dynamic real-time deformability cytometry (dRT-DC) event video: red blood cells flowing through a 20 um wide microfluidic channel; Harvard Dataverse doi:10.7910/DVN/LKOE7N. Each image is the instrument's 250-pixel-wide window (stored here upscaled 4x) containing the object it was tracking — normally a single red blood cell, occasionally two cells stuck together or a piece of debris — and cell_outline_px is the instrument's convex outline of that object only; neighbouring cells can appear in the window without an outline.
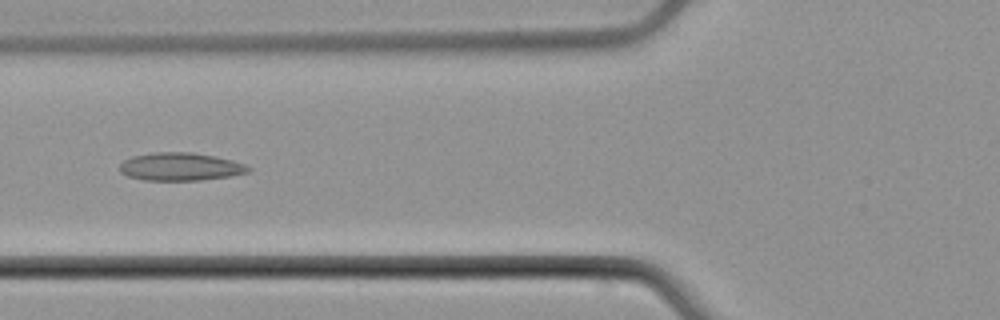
{"species": "common noctule bat (a hibernating species)", "species_latin": "Nyctalus noctula", "temperature_condition": "cold", "stored_images_in_passage": 2, "camera_frame_rate_fps": 3000, "um_per_image_px": 0.085, "animal": {"sex": "male", "body_mass_g": 21.5, "forearm_length_mm": 52.0}, "frame": {"image": 1, "passage_image": 2, "time_ms": 1.0, "image_size_px": [1000, 320], "cell_outline_px": [[252, 168], [248, 172], [228, 176], [200, 180], [144, 180], [128, 176], [120, 172], [120, 164], [124, 160], [132, 156], [152, 152], [192, 152], [232, 160], [244, 164]], "centroid_in_image_um": [15.3, 14.16], "position_along_channel_um": 110.5, "area_um2": 20.81}}